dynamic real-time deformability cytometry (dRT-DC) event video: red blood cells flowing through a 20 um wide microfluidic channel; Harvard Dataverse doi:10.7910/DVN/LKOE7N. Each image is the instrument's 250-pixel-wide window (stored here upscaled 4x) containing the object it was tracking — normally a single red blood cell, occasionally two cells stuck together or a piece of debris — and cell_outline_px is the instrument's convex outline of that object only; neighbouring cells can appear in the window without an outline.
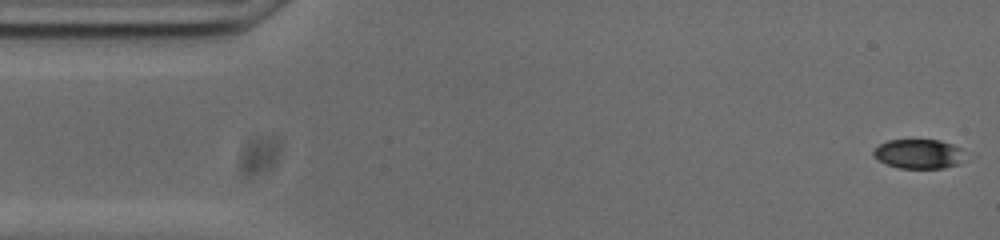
{"species": "common noctule bat (a hibernating species)", "species_latin": "Nyctalus noctula", "temperature_condition": "cold", "stored_images_in_passage": 53, "camera_frame_rate_fps": 3000, "um_per_image_px": 0.085, "animal": {"sex": "male", "body_mass_g": 20.0, "forearm_length_mm": 53.3}, "frame": {"image": 1, "passage_image": 1, "time_ms": 0.0, "image_size_px": [1000, 240], "cell_outline_px": [[980, 156], [960, 164], [944, 168], [900, 168], [888, 164], [872, 156], [872, 152], [880, 144], [888, 140], [940, 140], [952, 144], [972, 152]], "centroid_in_image_um": [78.36, 13.09], "position_along_channel_um": 6.6, "area_um2": 16.65}}
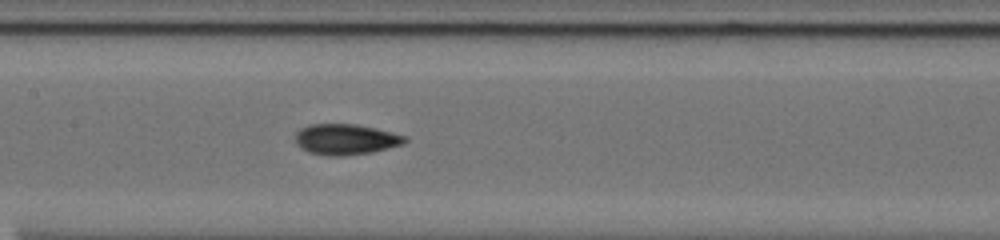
{"frame": {"image": 2, "passage_image": 24, "time_ms": 7.667, "image_size_px": [1000, 240], "cell_outline_px": [[408, 140], [404, 144], [372, 152], [344, 156], [328, 156], [308, 152], [300, 148], [296, 144], [296, 132], [300, 128], [308, 124], [356, 124], [376, 128], [408, 136]], "centroid_in_image_um": [29.39, 11.84], "position_along_channel_um": 178.0, "area_um2": 19.88}}
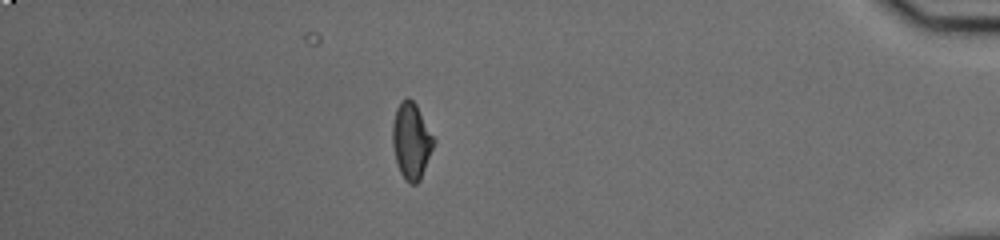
{"frame": {"image": 3, "passage_image": 46, "time_ms": 15.0, "image_size_px": [1000, 240], "cell_outline_px": [[436, 140], [420, 180], [416, 184], [408, 184], [404, 180], [400, 172], [396, 160], [392, 144], [392, 124], [396, 108], [400, 100], [408, 96], [416, 104]], "centroid_in_image_um": [34.95, 11.96], "position_along_channel_um": 400.2, "area_um2": 18.5}, "authors_computed_cell_mechanics": {"area_um2": 18.3226, "velocity_mm_per_s": 3.7498, "shape_relaxation_time_tau1_ms": 5.051, "shape_relaxation_time_tau2_ms": 3.8284, "deformation_change_tau1": 0.1242, "deformation_change_tau2": 0.1025}}